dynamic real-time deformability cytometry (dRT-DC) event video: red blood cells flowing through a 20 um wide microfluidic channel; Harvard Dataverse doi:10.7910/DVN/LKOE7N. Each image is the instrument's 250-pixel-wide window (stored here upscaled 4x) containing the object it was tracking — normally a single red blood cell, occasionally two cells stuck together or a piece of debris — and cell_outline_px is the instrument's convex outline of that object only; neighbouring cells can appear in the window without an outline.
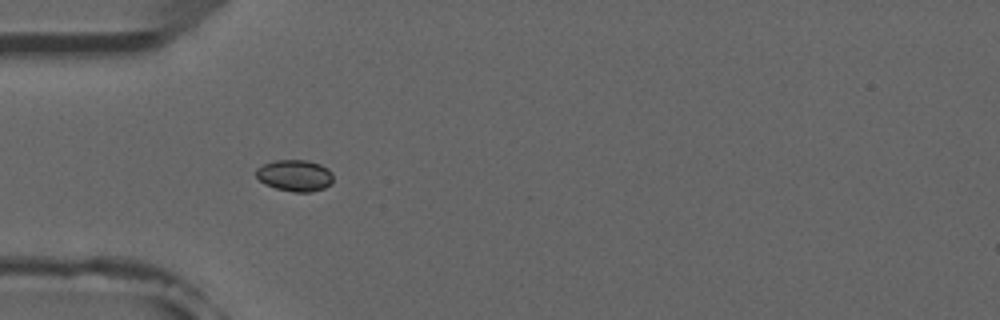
{"species": "common noctule bat (a hibernating species)", "species_latin": "Nyctalus noctula", "temperature_condition": "room temperature", "stored_images_in_passage": 7, "camera_frame_rate_fps": 3000, "um_per_image_px": 0.085, "animal": {"sex": "male", "forearm_length_mm": 52.5}, "frame": {"image": 1, "passage_image": 4, "time_ms": 4.0, "image_size_px": [1000, 320], "cell_outline_px": [[332, 184], [324, 188], [312, 192], [292, 192], [276, 188], [264, 184], [256, 176], [256, 168], [264, 164], [276, 160], [308, 160], [320, 164], [328, 168], [332, 172]], "centroid_in_image_um": [25.08, 14.92], "position_along_channel_um": 59.9, "area_um2": 14.28}}
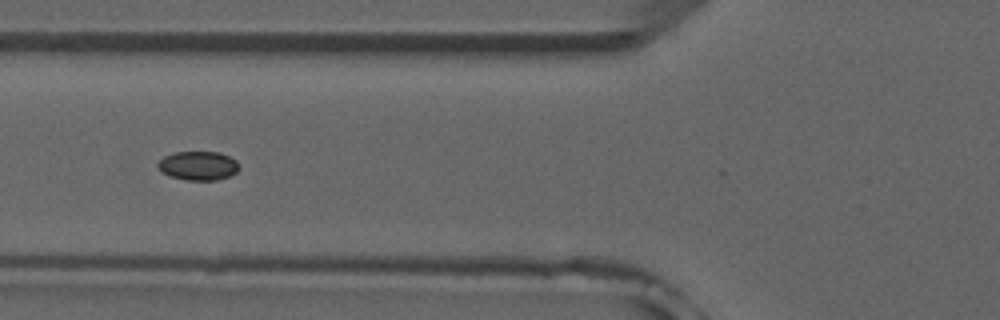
{"frame": {"image": 2, "passage_image": 5, "time_ms": 5.333, "image_size_px": [1000, 320], "cell_outline_px": [[240, 168], [236, 172], [228, 176], [216, 180], [184, 180], [160, 172], [156, 164], [164, 156], [176, 152], [220, 152], [236, 160]], "centroid_in_image_um": [16.83, 14.08], "position_along_channel_um": 109.0, "area_um2": 13.7}}
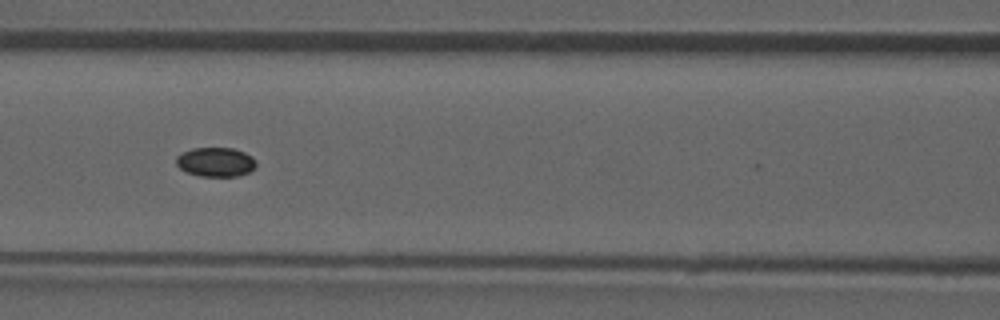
{"frame": {"image": 3, "passage_image": 6, "time_ms": 6.333, "image_size_px": [1000, 320], "cell_outline_px": [[256, 168], [248, 172], [236, 176], [200, 176], [188, 172], [180, 168], [176, 164], [176, 156], [180, 152], [192, 148], [232, 148], [244, 152], [252, 156], [256, 160]], "centroid_in_image_um": [18.33, 13.76], "position_along_channel_um": 148.3, "area_um2": 13.7}}